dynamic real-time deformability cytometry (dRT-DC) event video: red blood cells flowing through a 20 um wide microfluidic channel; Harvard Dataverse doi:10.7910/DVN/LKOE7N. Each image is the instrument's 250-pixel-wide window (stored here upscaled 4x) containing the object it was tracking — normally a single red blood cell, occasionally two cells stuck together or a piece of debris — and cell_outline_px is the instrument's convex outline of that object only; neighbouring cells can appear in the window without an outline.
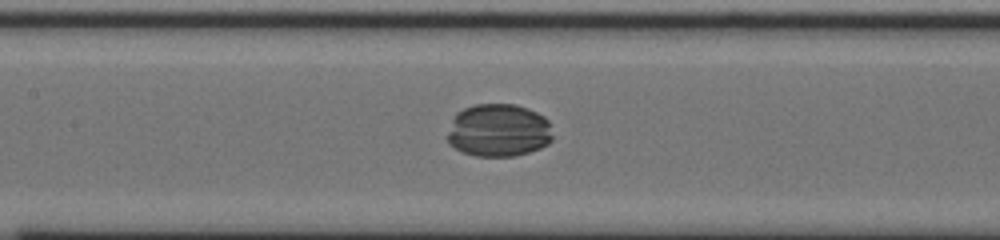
{"species": "common noctule bat (a hibernating species)", "species_latin": "Nyctalus noctula", "temperature_condition": "cold", "stored_images_in_passage": 53, "camera_frame_rate_fps": 3000, "um_per_image_px": 0.085, "animal": {"sex": "male", "body_mass_g": 20.0, "forearm_length_mm": 53.3}, "frame": {"image": 1, "passage_image": 23, "time_ms": 7.333, "image_size_px": [1000, 240], "cell_outline_px": [[552, 140], [548, 144], [540, 148], [516, 156], [476, 156], [464, 152], [448, 144], [448, 132], [452, 120], [456, 112], [464, 108], [476, 104], [516, 104], [528, 108], [544, 116], [548, 120], [552, 136]], "centroid_in_image_um": [42.38, 11.07], "position_along_channel_um": 165.0, "area_um2": 32.6}}
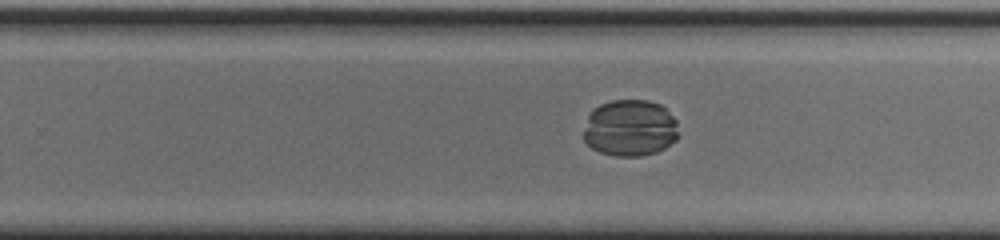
{"frame": {"image": 2, "passage_image": 32, "time_ms": 10.333, "image_size_px": [1000, 240], "cell_outline_px": [[680, 136], [676, 140], [664, 148], [656, 152], [640, 156], [616, 156], [600, 152], [592, 148], [584, 140], [584, 132], [588, 116], [592, 108], [600, 104], [612, 100], [648, 100], [660, 104], [676, 120]], "centroid_in_image_um": [53.56, 10.88], "position_along_channel_um": 276.2, "area_um2": 31.5}}
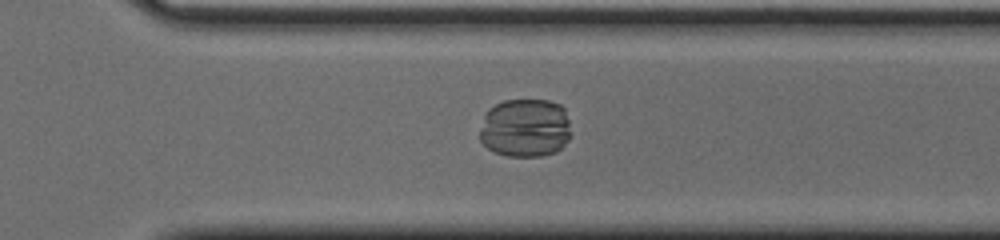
{"frame": {"image": 3, "passage_image": 36, "time_ms": 11.667, "image_size_px": [1000, 240], "cell_outline_px": [[572, 132], [568, 140], [556, 152], [540, 156], [508, 156], [496, 152], [488, 148], [480, 140], [480, 132], [484, 112], [488, 108], [504, 100], [548, 100], [560, 104], [564, 108]], "centroid_in_image_um": [44.65, 10.86], "position_along_channel_um": 326.0, "area_um2": 31.44}}